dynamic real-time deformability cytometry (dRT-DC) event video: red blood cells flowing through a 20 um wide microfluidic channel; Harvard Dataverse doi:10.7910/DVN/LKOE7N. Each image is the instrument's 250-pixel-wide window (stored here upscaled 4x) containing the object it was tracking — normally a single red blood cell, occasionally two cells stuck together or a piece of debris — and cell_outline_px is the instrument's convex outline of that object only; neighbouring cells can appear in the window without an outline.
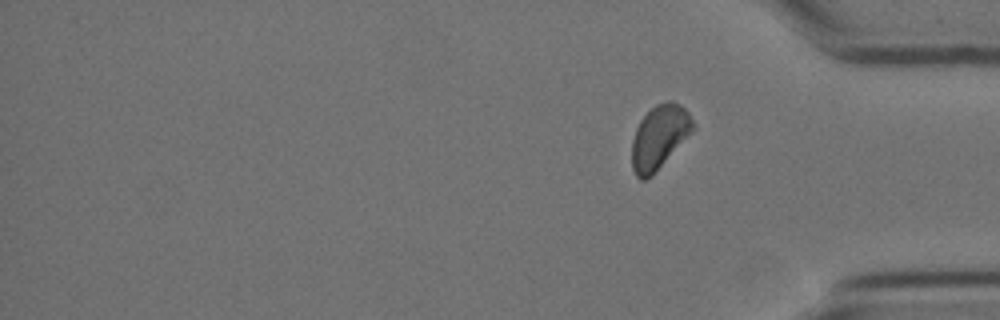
{"species": "Egyptian fruit bat (a non-hibernating species)", "species_latin": "Rousettus aegyptiacus", "temperature_condition": "cold", "stored_images_in_passage": 16, "segment_of_instrument_passage": [2, 2], "camera_frame_rate_fps": 3000, "um_per_image_px": 0.085, "animal": {"sex": "female"}, "frame": {"image": 1, "passage_image": 16, "time_ms": 20.0, "image_size_px": [1000, 320], "cell_outline_px": [[696, 128], [652, 176], [644, 180], [640, 180], [636, 176], [632, 168], [632, 140], [636, 128], [640, 120], [656, 104], [668, 100], [672, 100], [680, 104], [688, 112], [696, 124]], "centroid_in_image_um": [56.06, 11.64], "position_along_channel_um": 379.1, "area_um2": 22.83}}